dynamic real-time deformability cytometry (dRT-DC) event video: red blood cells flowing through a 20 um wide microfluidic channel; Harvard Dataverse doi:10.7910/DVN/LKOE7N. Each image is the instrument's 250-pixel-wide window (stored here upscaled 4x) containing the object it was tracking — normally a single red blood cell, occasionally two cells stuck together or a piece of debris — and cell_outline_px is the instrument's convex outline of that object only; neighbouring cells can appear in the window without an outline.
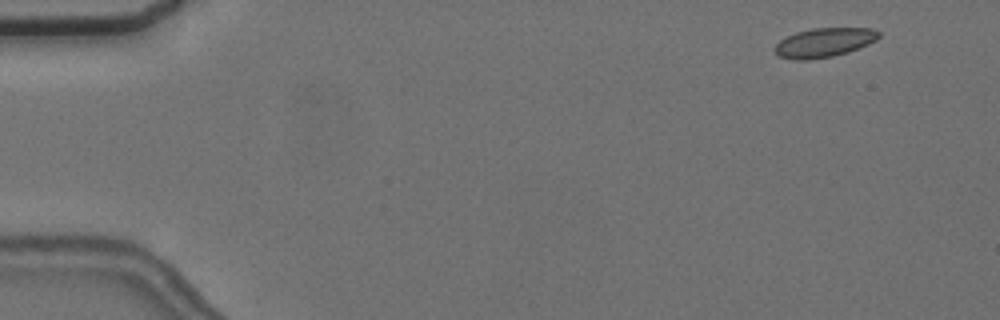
{"species": "common noctule bat (a hibernating species)", "species_latin": "Nyctalus noctula", "temperature_condition": "cold", "stored_images_in_passage": 18, "camera_frame_rate_fps": 3000, "um_per_image_px": 0.085, "animal": {"sex": "female", "body_mass_g": 24.6, "forearm_length_mm": 56.2}, "frame": {"image": 1, "passage_image": 3, "time_ms": 0.667, "image_size_px": [1000, 320], "cell_outline_px": [[880, 36], [876, 40], [868, 44], [848, 52], [832, 56], [808, 60], [792, 60], [776, 56], [772, 48], [780, 40], [796, 32], [812, 28], [872, 28], [880, 32]], "centroid_in_image_um": [70.01, 3.62], "position_along_channel_um": 15.0, "area_um2": 17.86}}